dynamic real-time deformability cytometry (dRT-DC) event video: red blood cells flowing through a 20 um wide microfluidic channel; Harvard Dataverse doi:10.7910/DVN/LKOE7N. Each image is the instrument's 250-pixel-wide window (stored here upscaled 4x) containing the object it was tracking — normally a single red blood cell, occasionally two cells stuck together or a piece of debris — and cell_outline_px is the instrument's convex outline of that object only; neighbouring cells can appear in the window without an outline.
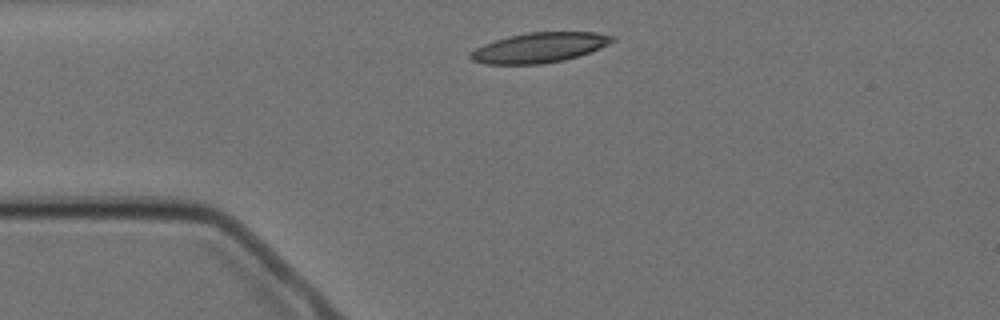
{"species": "Egyptian fruit bat (a non-hibernating species)", "species_latin": "Rousettus aegyptiacus", "temperature_condition": "cold", "stored_images_in_passage": 2, "camera_frame_rate_fps": 3000, "um_per_image_px": 0.085, "animal": {"sex": "female"}, "frame": {"image": 1, "passage_image": 1, "time_ms": 0.0, "image_size_px": [1000, 320], "cell_outline_px": [[616, 40], [608, 44], [588, 52], [564, 60], [540, 64], [484, 64], [472, 60], [468, 56], [476, 48], [484, 44], [508, 36], [528, 32], [596, 32], [616, 36]], "centroid_in_image_um": [45.85, 4.04], "position_along_channel_um": 39.2, "area_um2": 24.62}}